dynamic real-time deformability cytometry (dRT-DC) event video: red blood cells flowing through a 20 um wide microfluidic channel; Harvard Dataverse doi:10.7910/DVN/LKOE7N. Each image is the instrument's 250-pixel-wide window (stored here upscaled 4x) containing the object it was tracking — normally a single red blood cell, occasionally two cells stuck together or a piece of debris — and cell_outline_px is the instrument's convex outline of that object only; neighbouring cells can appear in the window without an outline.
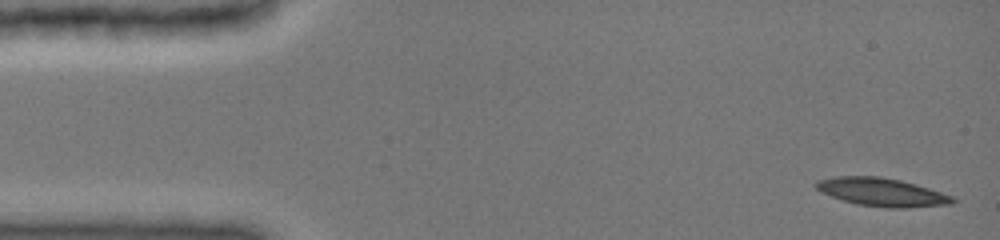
{"species": "common noctule bat (a hibernating species)", "species_latin": "Nyctalus noctula", "temperature_condition": "cold", "stored_images_in_passage": 59, "camera_frame_rate_fps": 3000, "um_per_image_px": 0.085, "animal": {"sex": "female", "body_mass_g": 19.0, "forearm_length_mm": 51.5}, "frame": {"image": 1, "passage_image": 1, "time_ms": 0.0, "image_size_px": [1000, 240], "cell_outline_px": [[960, 200], [952, 204], [904, 208], [888, 208], [856, 204], [820, 192], [812, 184], [816, 180], [836, 176], [880, 176], [900, 180], [916, 184], [952, 196]], "centroid_in_image_um": [74.95, 16.33], "position_along_channel_um": 10.0, "area_um2": 22.6}}
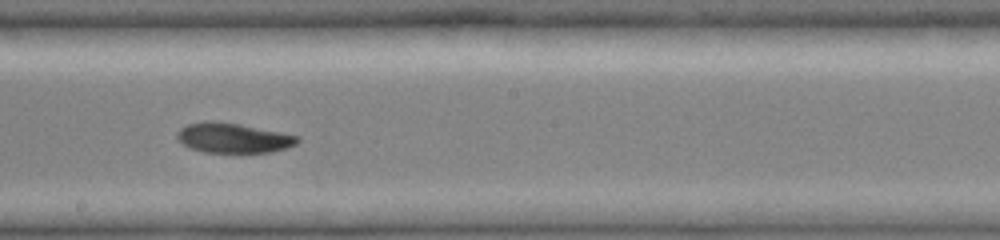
{"frame": {"image": 2, "passage_image": 33, "time_ms": 8.333, "image_size_px": [1000, 240], "cell_outline_px": [[300, 140], [296, 144], [288, 148], [272, 152], [204, 152], [192, 148], [176, 140], [176, 132], [180, 128], [188, 124], [204, 120], [212, 120], [240, 124], [300, 136]], "centroid_in_image_um": [19.81, 11.71], "position_along_channel_um": 228.4, "area_um2": 21.1}}
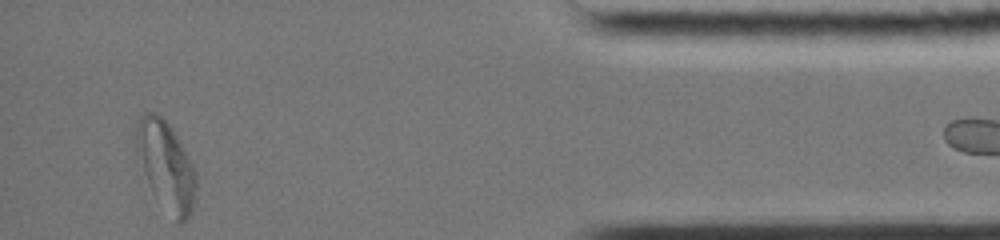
{"frame": {"image": 3, "passage_image": 58, "time_ms": 14.333, "image_size_px": [1000, 240], "cell_outline_px": [[196, 188], [192, 208], [188, 216], [180, 224], [176, 220], [152, 192], [144, 172], [136, 148], [136, 128], [144, 112], [156, 112], [172, 128], [192, 164], [196, 172]], "centroid_in_image_um": [14.12, 14.06], "position_along_channel_um": 421.1, "area_um2": 30.0}, "authors_computed_cell_mechanics": {"area_um2": 22.0796, "velocity_mm_per_s": 3.9509, "shape_relaxation_time_tau1_ms": 8.2302, "shape_relaxation_time_tau2_ms": 6.69, "deformation_change_tau1": 0.2474, "deformation_change_tau2": 0.1233}}